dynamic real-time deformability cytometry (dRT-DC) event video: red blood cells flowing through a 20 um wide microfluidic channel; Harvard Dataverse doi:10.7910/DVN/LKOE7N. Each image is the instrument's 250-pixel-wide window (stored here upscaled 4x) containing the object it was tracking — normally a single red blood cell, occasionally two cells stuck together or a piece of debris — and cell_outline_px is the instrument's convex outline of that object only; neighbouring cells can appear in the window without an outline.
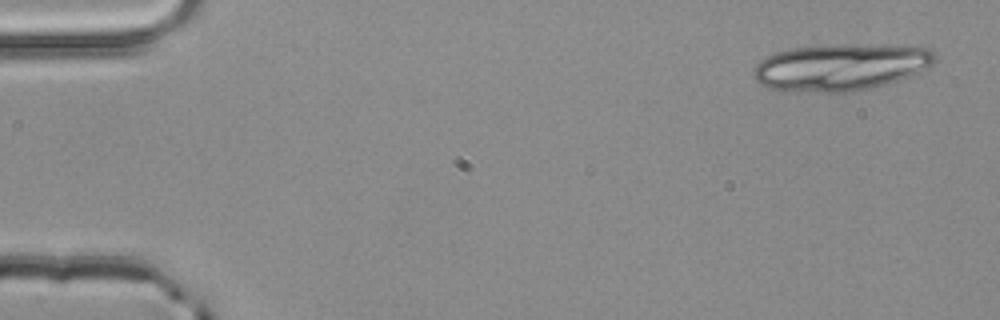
{"species": "common noctule bat (a hibernating species)", "species_latin": "Nyctalus noctula", "temperature_condition": "room temperature", "stored_images_in_passage": 5, "segment_of_instrument_passage": [1, 2], "camera_frame_rate_fps": 3000, "um_per_image_px": 0.085, "animal": {"sex": "male", "body_mass_g": 20.4}, "frame": {"image": 1, "passage_image": 1, "time_ms": 0.0, "image_size_px": [1000, 320], "cell_outline_px": [[936, 60], [932, 64], [900, 80], [872, 88], [848, 92], [784, 92], [768, 88], [760, 84], [752, 76], [752, 68], [760, 60], [776, 52], [788, 48], [828, 44], [896, 44], [928, 48], [936, 52]], "centroid_in_image_um": [71.42, 5.69], "position_along_channel_um": 13.6, "area_um2": 50.63}}